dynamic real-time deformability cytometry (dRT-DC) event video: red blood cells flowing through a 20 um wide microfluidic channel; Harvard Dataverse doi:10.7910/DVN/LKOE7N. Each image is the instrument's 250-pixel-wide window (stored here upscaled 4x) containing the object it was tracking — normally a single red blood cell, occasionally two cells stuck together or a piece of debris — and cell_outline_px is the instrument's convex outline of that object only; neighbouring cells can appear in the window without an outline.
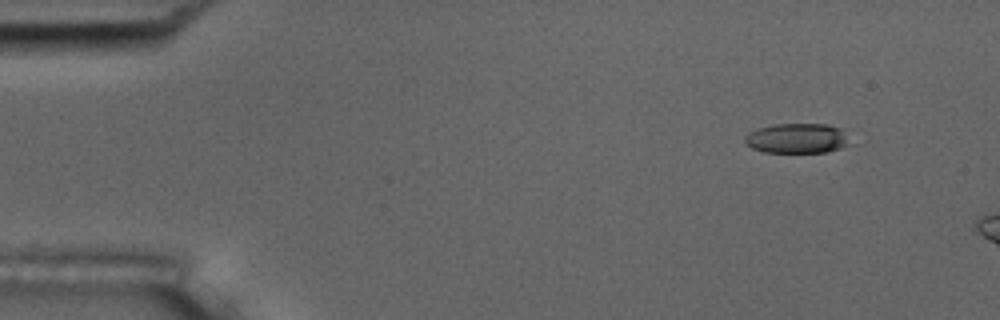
{"species": "common noctule bat (a hibernating species)", "species_latin": "Nyctalus noctula", "temperature_condition": "room temperature", "stored_images_in_passage": 48, "camera_frame_rate_fps": 3000, "um_per_image_px": 0.085, "animal": {"sex": "male", "body_mass_g": 17.5, "forearm_length_mm": 52.3}, "frame": {"image": 1, "passage_image": 1, "time_ms": 0.0, "image_size_px": [1000, 320], "cell_outline_px": [[844, 144], [840, 148], [828, 152], [764, 152], [752, 148], [744, 144], [744, 136], [748, 132], [756, 128], [772, 124], [828, 124], [840, 128], [844, 136]], "centroid_in_image_um": [67.61, 11.75], "position_along_channel_um": 17.4, "area_um2": 18.09}}
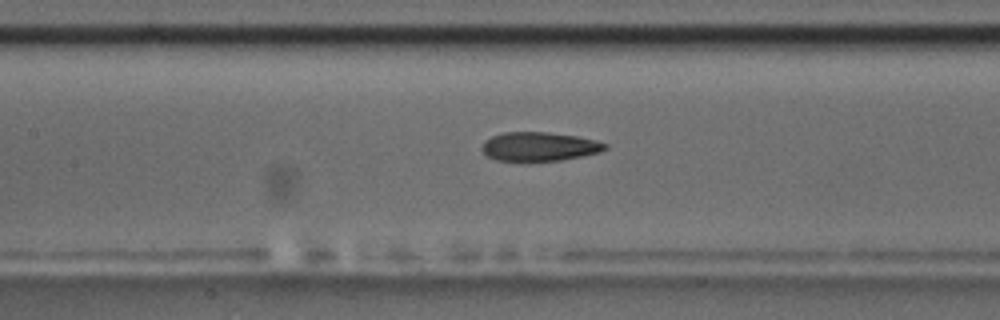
{"frame": {"image": 2, "passage_image": 21, "time_ms": 6.667, "image_size_px": [1000, 320], "cell_outline_px": [[608, 148], [600, 152], [560, 160], [496, 160], [488, 156], [480, 148], [484, 140], [492, 136], [504, 132], [548, 132], [576, 136], [596, 140], [608, 144]], "centroid_in_image_um": [45.84, 12.44], "position_along_channel_um": 161.6, "area_um2": 20.58}}
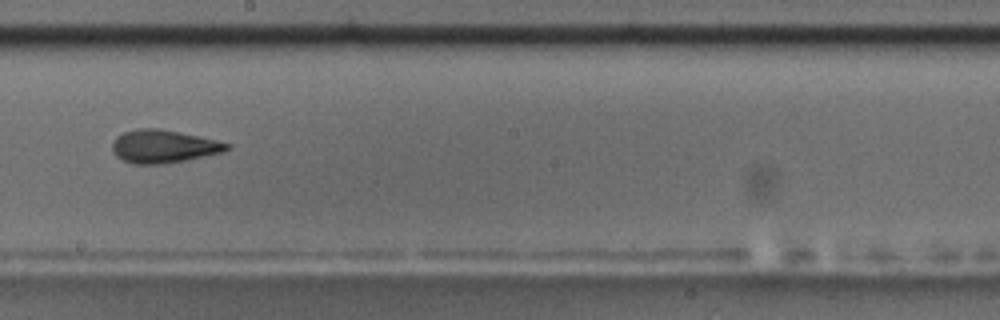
{"frame": {"image": 3, "passage_image": 27, "time_ms": 8.667, "image_size_px": [1000, 320], "cell_outline_px": [[232, 148], [224, 152], [188, 160], [164, 164], [136, 164], [124, 160], [116, 156], [112, 152], [112, 144], [116, 136], [124, 132], [136, 128], [160, 128], [216, 140], [232, 144]], "centroid_in_image_um": [13.92, 12.44], "position_along_channel_um": 234.3, "area_um2": 22.25}}